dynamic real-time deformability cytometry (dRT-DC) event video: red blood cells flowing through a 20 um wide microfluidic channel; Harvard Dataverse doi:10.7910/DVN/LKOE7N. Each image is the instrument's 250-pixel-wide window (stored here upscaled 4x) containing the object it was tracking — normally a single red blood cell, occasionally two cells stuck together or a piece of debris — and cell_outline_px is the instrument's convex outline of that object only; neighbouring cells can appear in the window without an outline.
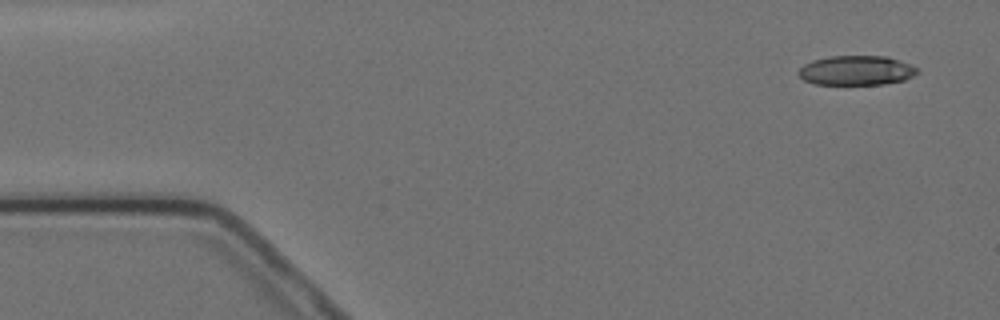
{"species": "Egyptian fruit bat (a non-hibernating species)", "species_latin": "Rousettus aegyptiacus", "temperature_condition": "cold", "stored_images_in_passage": 5, "camera_frame_rate_fps": 3000, "um_per_image_px": 0.085, "animal": {"sex": "female"}, "frame": {"image": 1, "passage_image": 1, "time_ms": 0.0, "image_size_px": [1000, 320], "cell_outline_px": [[920, 72], [904, 80], [884, 84], [812, 84], [804, 80], [796, 72], [804, 64], [812, 60], [828, 56], [888, 56], [908, 64], [916, 68]], "centroid_in_image_um": [72.75, 5.98], "position_along_channel_um": 12.2, "area_um2": 20.46}}
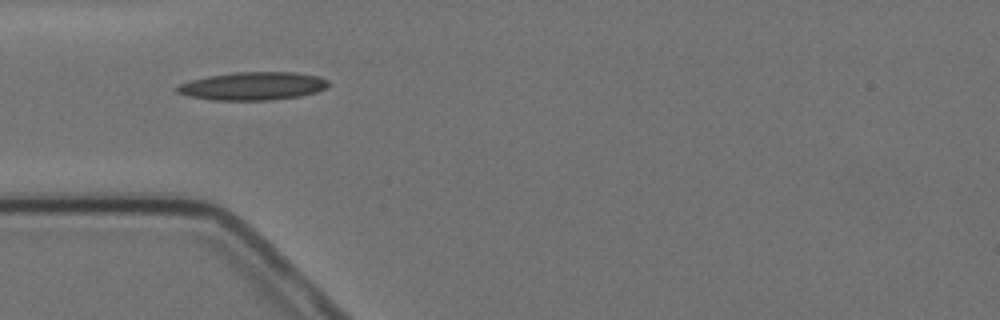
{"frame": {"image": 2, "passage_image": 4, "time_ms": 4.333, "image_size_px": [1000, 320], "cell_outline_px": [[328, 88], [316, 92], [300, 96], [272, 100], [212, 100], [188, 96], [176, 92], [176, 88], [180, 84], [192, 80], [208, 76], [236, 72], [296, 72], [316, 76], [328, 80]], "centroid_in_image_um": [21.51, 7.32], "position_along_channel_um": 63.5, "area_um2": 24.74}}
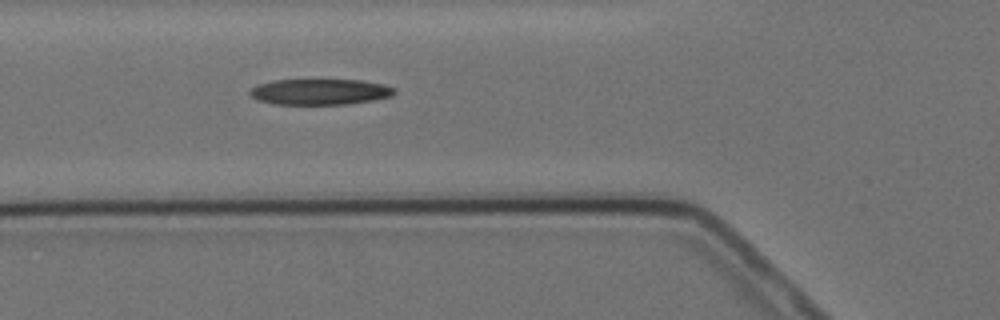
{"frame": {"image": 3, "passage_image": 5, "time_ms": 5.333, "image_size_px": [1000, 320], "cell_outline_px": [[396, 92], [392, 96], [376, 100], [348, 104], [272, 104], [256, 100], [248, 92], [256, 84], [272, 80], [360, 80], [384, 84], [396, 88]], "centroid_in_image_um": [27.2, 7.8], "position_along_channel_um": 98.6, "area_um2": 22.02}}